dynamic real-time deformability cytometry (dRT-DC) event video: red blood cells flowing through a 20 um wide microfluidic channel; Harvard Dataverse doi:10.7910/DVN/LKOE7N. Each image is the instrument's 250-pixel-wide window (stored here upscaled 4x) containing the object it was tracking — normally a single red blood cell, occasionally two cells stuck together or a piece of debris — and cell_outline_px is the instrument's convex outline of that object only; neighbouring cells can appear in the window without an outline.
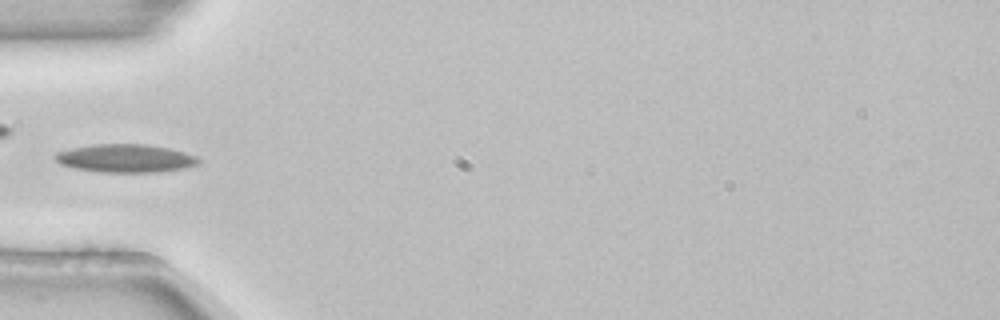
{"species": "common noctule bat (a hibernating species)", "species_latin": "Nyctalus noctula", "temperature_condition": "room temperature", "stored_images_in_passage": 5, "camera_frame_rate_fps": 3000, "um_per_image_px": 0.085, "animal": {"sex": "female", "body_mass_g": 22.7, "forearm_length_mm": 54.2}, "frame": {"image": 1, "passage_image": 5, "time_ms": 1.333, "image_size_px": [1000, 320], "cell_outline_px": [[200, 160], [196, 164], [184, 168], [160, 172], [100, 172], [76, 168], [60, 164], [52, 156], [56, 152], [72, 148], [96, 144], [144, 144], [168, 148], [184, 152], [196, 156]], "centroid_in_image_um": [10.64, 13.46], "position_along_channel_um": 74.4, "area_um2": 23.41}}